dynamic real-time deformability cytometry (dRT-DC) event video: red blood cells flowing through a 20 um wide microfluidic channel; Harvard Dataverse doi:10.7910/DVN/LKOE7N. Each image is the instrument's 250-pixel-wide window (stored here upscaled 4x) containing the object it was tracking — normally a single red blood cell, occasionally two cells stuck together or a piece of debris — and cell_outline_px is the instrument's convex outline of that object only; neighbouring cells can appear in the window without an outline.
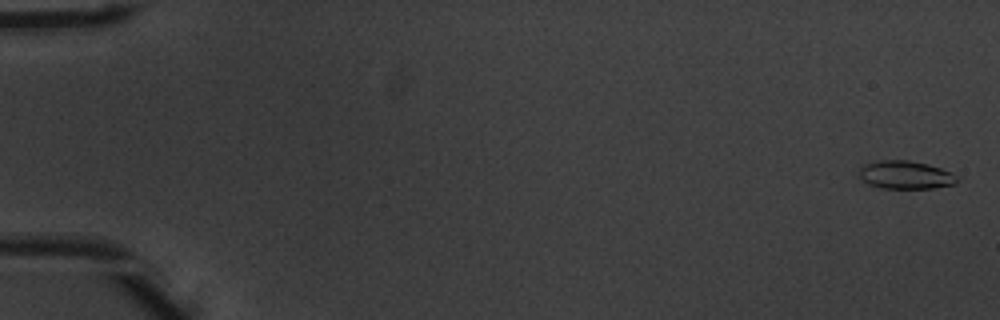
{"species": "common noctule bat (a hibernating species)", "species_latin": "Nyctalus noctula", "temperature_condition": "warm", "stored_images_in_passage": 52, "camera_frame_rate_fps": 3000, "um_per_image_px": 0.085, "animal": {"sex": "male", "body_mass_g": 20.1, "forearm_length_mm": 53.5}, "frame": {"image": 1, "passage_image": 1, "time_ms": 0.0, "image_size_px": [1000, 320], "cell_outline_px": [[960, 180], [956, 184], [932, 188], [880, 188], [868, 184], [860, 176], [860, 168], [864, 164], [880, 160], [908, 160], [928, 164], [952, 172]], "centroid_in_image_um": [77.0, 14.87], "position_along_channel_um": 8.0, "area_um2": 16.07}}
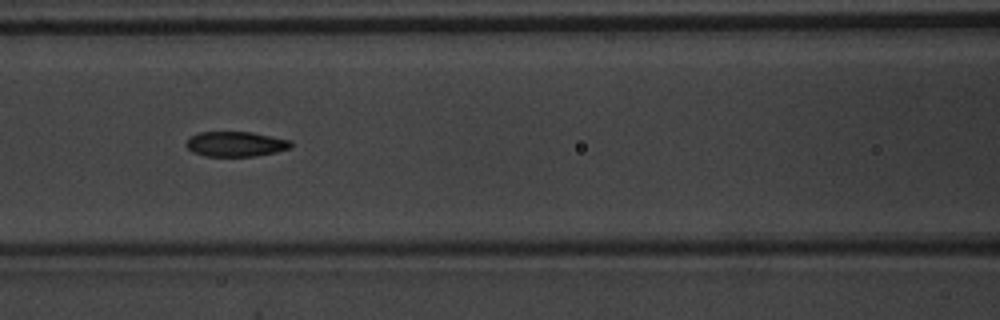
{"frame": {"image": 2, "passage_image": 24, "time_ms": 7.667, "image_size_px": [1000, 320], "cell_outline_px": [[292, 144], [288, 148], [276, 152], [256, 156], [204, 156], [192, 152], [184, 144], [192, 136], [200, 132], [252, 132], [292, 140]], "centroid_in_image_um": [20.03, 12.24], "position_along_channel_um": 146.6, "area_um2": 15.26}}
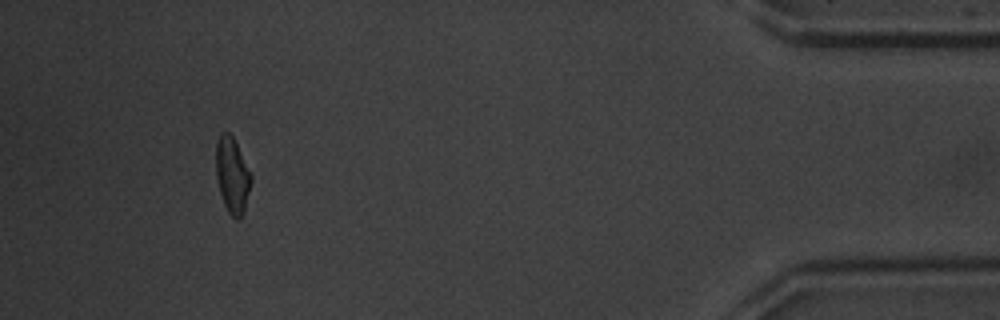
{"frame": {"image": 3, "passage_image": 49, "time_ms": 16.0, "image_size_px": [1000, 320], "cell_outline_px": [[252, 180], [244, 212], [240, 220], [236, 220], [228, 212], [224, 204], [220, 192], [216, 176], [216, 140], [220, 132], [228, 132], [232, 136], [252, 176]], "centroid_in_image_um": [19.73, 14.91], "position_along_channel_um": 415.5, "area_um2": 15.49}, "authors_computed_cell_mechanics": {"area_um2": 15.6927, "velocity_mm_per_s": 3.9428, "shape_relaxation_time_tau1_ms": 3.6344, "shape_relaxation_time_tau2_ms": 1.8707, "deformation_change_tau1": 0.1335, "deformation_change_tau2": 0.0789}}